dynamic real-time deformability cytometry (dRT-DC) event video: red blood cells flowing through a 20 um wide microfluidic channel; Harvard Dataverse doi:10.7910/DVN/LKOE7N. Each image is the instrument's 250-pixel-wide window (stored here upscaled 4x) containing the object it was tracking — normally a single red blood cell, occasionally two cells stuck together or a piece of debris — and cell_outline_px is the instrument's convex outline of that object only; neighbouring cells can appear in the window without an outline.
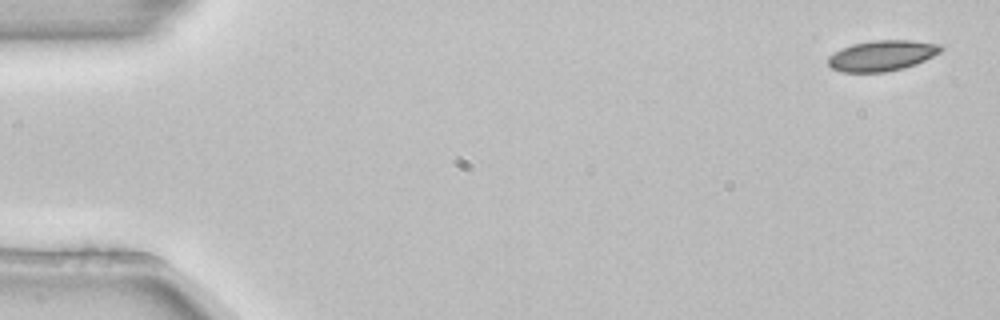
{"species": "common noctule bat (a hibernating species)", "species_latin": "Nyctalus noctula", "temperature_condition": "room temperature", "stored_images_in_passage": 5, "camera_frame_rate_fps": 3000, "um_per_image_px": 0.085, "animal": {"sex": "female", "body_mass_g": 22.7, "forearm_length_mm": 54.2}, "frame": {"image": 1, "passage_image": 1, "time_ms": 0.0, "image_size_px": [1000, 320], "cell_outline_px": [[944, 48], [940, 52], [916, 64], [904, 68], [884, 72], [840, 72], [832, 68], [828, 64], [828, 56], [852, 44], [876, 40], [912, 40], [940, 44]], "centroid_in_image_um": [74.98, 4.73], "position_along_channel_um": 10.0, "area_um2": 20.0}}